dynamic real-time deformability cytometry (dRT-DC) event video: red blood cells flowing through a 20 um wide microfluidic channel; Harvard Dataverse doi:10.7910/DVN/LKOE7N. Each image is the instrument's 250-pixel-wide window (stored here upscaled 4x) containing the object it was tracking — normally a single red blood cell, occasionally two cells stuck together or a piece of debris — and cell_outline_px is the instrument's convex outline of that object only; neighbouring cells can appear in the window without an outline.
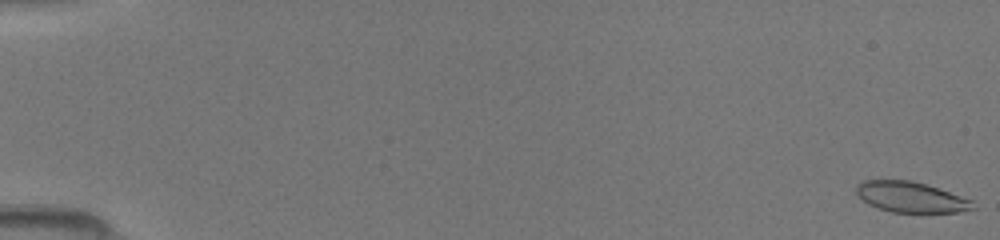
{"species": "common noctule bat (a hibernating species)", "species_latin": "Nyctalus noctula", "temperature_condition": "room temperature", "stored_images_in_passage": 49, "camera_frame_rate_fps": 3000, "um_per_image_px": 0.085, "animal": {"sex": "female", "body_mass_g": 19.5, "forearm_length_mm": 54.1}, "frame": {"image": 1, "passage_image": 1, "time_ms": 0.0, "image_size_px": [1000, 240], "cell_outline_px": [[976, 208], [956, 212], [892, 212], [868, 204], [856, 192], [856, 184], [864, 180], [908, 180], [924, 184], [972, 200]], "centroid_in_image_um": [77.4, 16.75], "position_along_channel_um": 7.6, "area_um2": 20.35}}
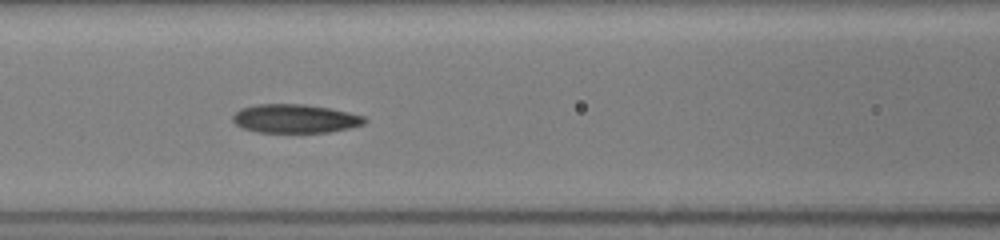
{"frame": {"image": 2, "passage_image": 23, "time_ms": 7.333, "image_size_px": [1000, 240], "cell_outline_px": [[368, 120], [364, 124], [348, 128], [328, 132], [256, 132], [244, 128], [236, 124], [232, 120], [232, 116], [240, 108], [256, 104], [304, 104], [328, 108], [348, 112], [364, 116]], "centroid_in_image_um": [25.07, 10.08], "position_along_channel_um": 141.5, "area_um2": 21.96}}
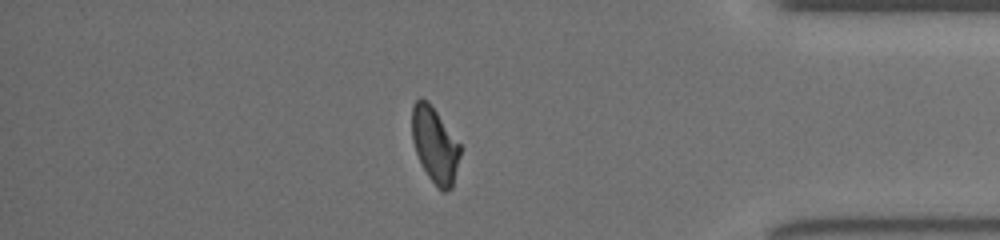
{"frame": {"image": 3, "passage_image": 43, "time_ms": 14.0, "image_size_px": [1000, 240], "cell_outline_px": [[460, 156], [452, 188], [444, 192], [440, 192], [428, 176], [416, 152], [412, 140], [412, 104], [420, 96], [428, 100], [460, 144]], "centroid_in_image_um": [36.95, 12.31], "position_along_channel_um": 398.2, "area_um2": 21.21}}